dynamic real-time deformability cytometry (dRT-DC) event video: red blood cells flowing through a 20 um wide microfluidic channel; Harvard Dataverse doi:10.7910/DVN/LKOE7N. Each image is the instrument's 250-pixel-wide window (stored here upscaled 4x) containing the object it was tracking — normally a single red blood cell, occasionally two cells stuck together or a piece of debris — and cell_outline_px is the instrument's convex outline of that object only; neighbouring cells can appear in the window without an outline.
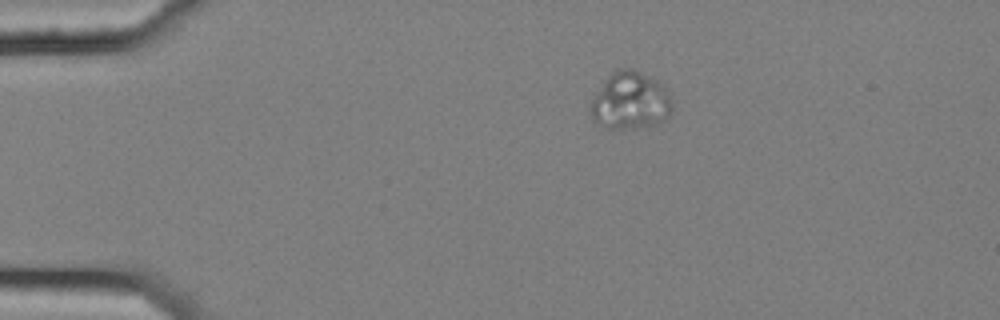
{"species": "common noctule bat (a hibernating species)", "species_latin": "Nyctalus noctula", "temperature_condition": "cold", "stored_images_in_passage": 7, "camera_frame_rate_fps": 3000, "um_per_image_px": 0.085, "animal": {"sex": "female", "body_mass_g": 25.1}, "frame": {"image": 1, "passage_image": 1, "time_ms": 0.0, "image_size_px": [1000, 320], "cell_outline_px": [[672, 108], [668, 116], [656, 124], [636, 128], [608, 128], [592, 120], [588, 112], [592, 100], [604, 80], [616, 68], [632, 68], [664, 84], [672, 100]], "centroid_in_image_um": [53.56, 8.56], "position_along_channel_um": 31.4, "area_um2": 27.4}}
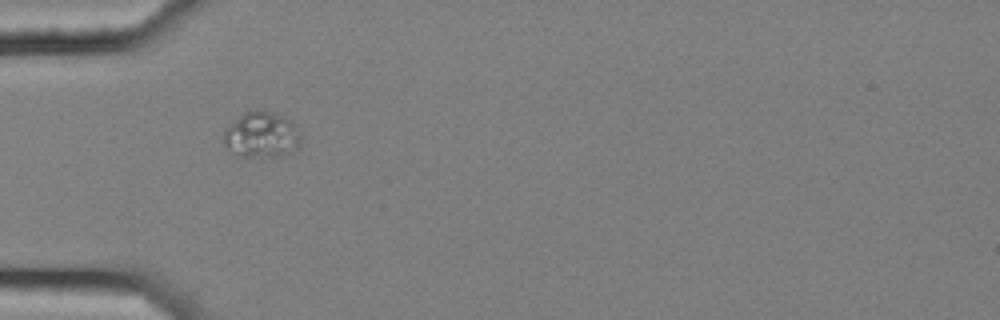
{"frame": {"image": 2, "passage_image": 3, "time_ms": 0.667, "image_size_px": [1000, 320], "cell_outline_px": [[300, 148], [288, 152], [268, 156], [240, 156], [228, 148], [224, 144], [224, 132], [244, 112], [260, 108], [264, 108], [296, 124], [300, 132]], "centroid_in_image_um": [22.26, 11.43], "position_along_channel_um": 62.7, "area_um2": 20.23}}
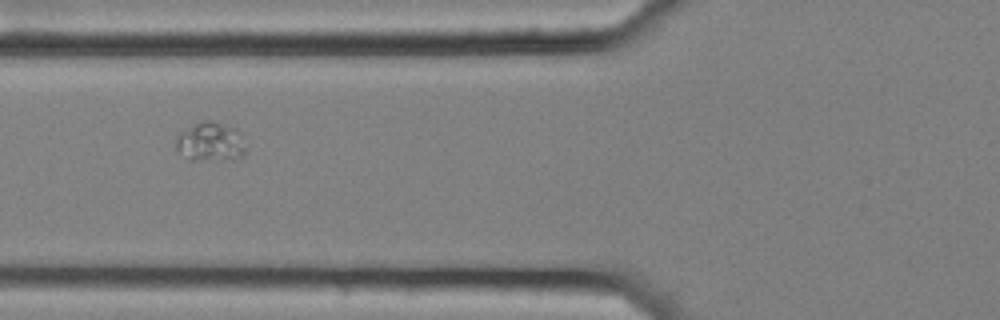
{"frame": {"image": 3, "passage_image": 4, "time_ms": 1.0, "image_size_px": [1000, 320], "cell_outline_px": [[244, 156], [232, 160], [188, 160], [176, 148], [176, 140], [180, 132], [204, 120], [212, 120], [236, 128], [240, 132], [244, 148]], "centroid_in_image_um": [17.9, 12.07], "position_along_channel_um": 107.9, "area_um2": 15.9}}